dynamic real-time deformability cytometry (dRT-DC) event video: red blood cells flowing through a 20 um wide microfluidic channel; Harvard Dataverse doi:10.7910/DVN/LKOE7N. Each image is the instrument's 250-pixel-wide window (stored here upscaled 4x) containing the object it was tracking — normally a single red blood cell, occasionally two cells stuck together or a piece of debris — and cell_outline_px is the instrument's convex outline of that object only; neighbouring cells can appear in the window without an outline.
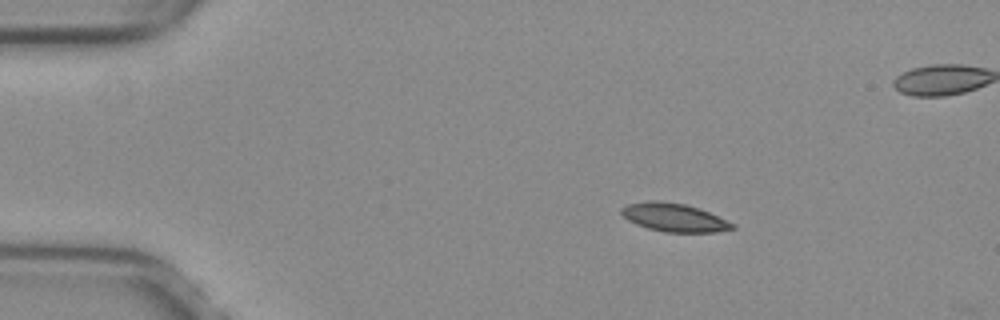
{"species": "common noctule bat (a hibernating species)", "species_latin": "Nyctalus noctula", "temperature_condition": "warm", "stored_images_in_passage": 3, "camera_frame_rate_fps": 3000, "um_per_image_px": 0.085, "animal": {"sex": "female", "body_mass_g": 29.2, "forearm_length_mm": 56.3}, "frame": {"image": 1, "passage_image": 1, "time_ms": 0.0, "image_size_px": [1000, 320], "cell_outline_px": [[736, 228], [716, 232], [664, 232], [648, 228], [636, 224], [628, 220], [620, 212], [620, 208], [628, 204], [648, 200], [656, 200], [684, 204], [700, 208], [736, 224]], "centroid_in_image_um": [57.31, 18.48], "position_along_channel_um": 27.7, "area_um2": 18.38}}